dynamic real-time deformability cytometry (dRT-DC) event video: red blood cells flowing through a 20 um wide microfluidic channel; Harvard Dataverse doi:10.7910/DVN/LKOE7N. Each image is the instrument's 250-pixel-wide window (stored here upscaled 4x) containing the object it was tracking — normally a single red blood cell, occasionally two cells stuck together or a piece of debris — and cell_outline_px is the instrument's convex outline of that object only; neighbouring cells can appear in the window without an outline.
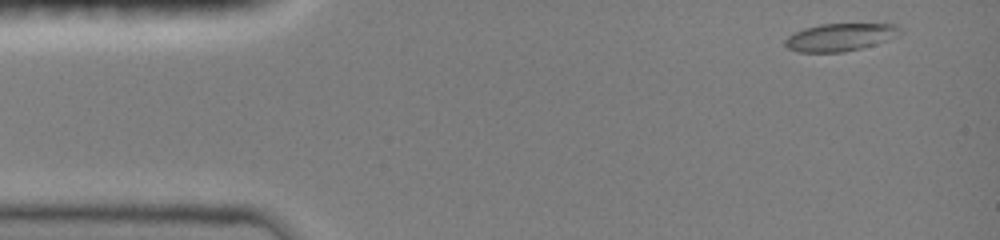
{"species": "common noctule bat (a hibernating species)", "species_latin": "Nyctalus noctula", "temperature_condition": "room temperature", "stored_images_in_passage": 8, "camera_frame_rate_fps": 3000, "um_per_image_px": 0.085, "animal": {"sex": "female", "body_mass_g": 19.0, "forearm_length_mm": 51.5}, "frame": {"image": 1, "passage_image": 1, "time_ms": 0.0, "image_size_px": [1000, 240], "cell_outline_px": [[900, 36], [888, 40], [860, 48], [844, 52], [796, 52], [788, 48], [784, 44], [784, 40], [788, 36], [804, 28], [820, 24], [896, 24], [900, 28]], "centroid_in_image_um": [71.41, 3.16], "position_along_channel_um": 13.6, "area_um2": 18.5}}
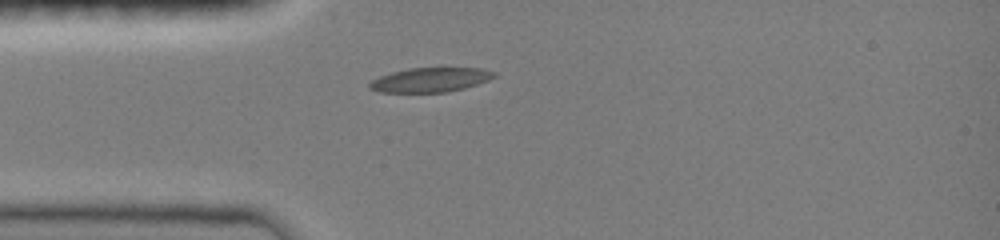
{"frame": {"image": 2, "passage_image": 5, "time_ms": 3.0, "image_size_px": [1000, 240], "cell_outline_px": [[496, 76], [488, 80], [464, 88], [448, 92], [380, 92], [368, 88], [368, 84], [372, 80], [380, 76], [392, 72], [408, 68], [480, 68], [496, 72]], "centroid_in_image_um": [36.57, 6.78], "position_along_channel_um": 48.4, "area_um2": 17.63}}
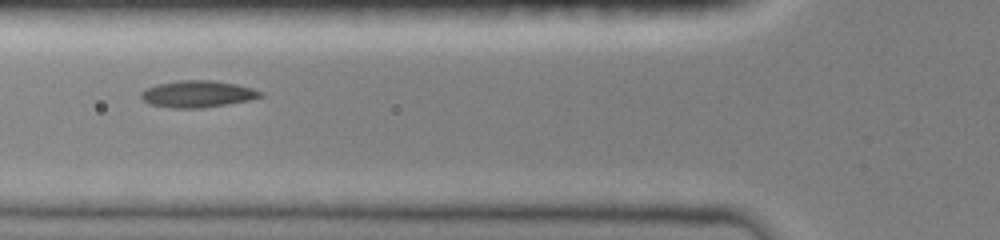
{"frame": {"image": 3, "passage_image": 7, "time_ms": 4.667, "image_size_px": [1000, 240], "cell_outline_px": [[264, 96], [248, 100], [200, 108], [172, 108], [148, 104], [140, 96], [140, 92], [156, 84], [180, 80], [216, 80], [236, 84], [252, 88], [264, 92]], "centroid_in_image_um": [16.79, 7.98], "position_along_channel_um": 109.0, "area_um2": 18.61}}